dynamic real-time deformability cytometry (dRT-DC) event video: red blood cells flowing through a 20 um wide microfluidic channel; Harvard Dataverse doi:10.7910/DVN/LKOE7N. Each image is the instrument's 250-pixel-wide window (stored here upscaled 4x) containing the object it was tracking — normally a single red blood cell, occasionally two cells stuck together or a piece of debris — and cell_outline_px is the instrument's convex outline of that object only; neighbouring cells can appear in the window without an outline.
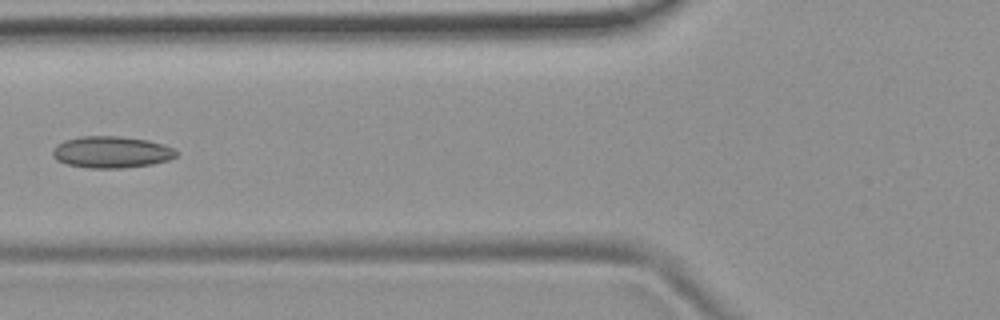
{"species": "common noctule bat (a hibernating species)", "species_latin": "Nyctalus noctula", "temperature_condition": "room temperature", "stored_images_in_passage": 7, "camera_frame_rate_fps": 3000, "um_per_image_px": 0.085, "animal": {"sex": "female", "body_mass_g": 19.9}, "frame": {"image": 1, "passage_image": 6, "time_ms": 6.0, "image_size_px": [1000, 320], "cell_outline_px": [[176, 156], [168, 160], [152, 164], [120, 168], [88, 168], [68, 164], [56, 160], [52, 156], [52, 152], [56, 144], [64, 140], [80, 136], [120, 136], [148, 140], [164, 144], [172, 148], [176, 152]], "centroid_in_image_um": [9.44, 12.92], "position_along_channel_um": 116.4, "area_um2": 22.83}}
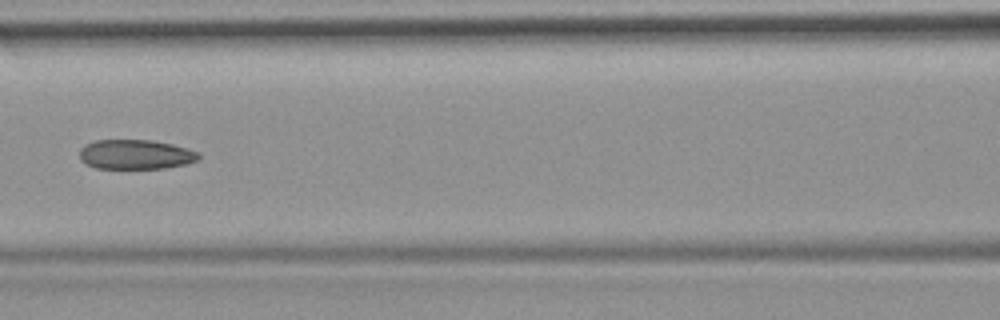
{"frame": {"image": 2, "passage_image": 7, "time_ms": 7.0, "image_size_px": [1000, 320], "cell_outline_px": [[200, 160], [188, 164], [164, 168], [96, 168], [84, 164], [80, 160], [80, 148], [84, 144], [96, 140], [152, 140], [172, 144], [188, 148], [200, 152]], "centroid_in_image_um": [11.55, 13.13], "position_along_channel_um": 155.1, "area_um2": 20.87}}